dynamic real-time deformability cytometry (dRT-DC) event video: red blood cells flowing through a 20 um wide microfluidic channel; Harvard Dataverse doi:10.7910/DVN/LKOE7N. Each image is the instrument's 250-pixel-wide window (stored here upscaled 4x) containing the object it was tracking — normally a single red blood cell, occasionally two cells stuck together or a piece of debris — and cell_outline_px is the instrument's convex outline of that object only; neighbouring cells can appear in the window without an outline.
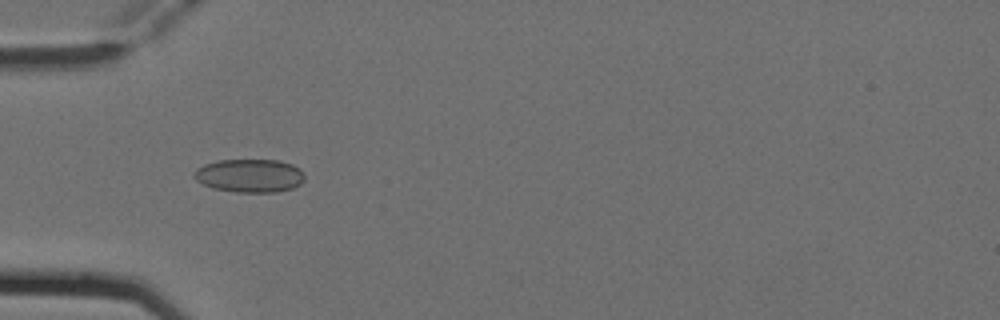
{"species": "Egyptian fruit bat (a non-hibernating species)", "species_latin": "Rousettus aegyptiacus", "temperature_condition": "cold", "stored_images_in_passage": 3, "camera_frame_rate_fps": 3000, "um_per_image_px": 0.085, "animal": {"sex": "female"}, "frame": {"image": 1, "passage_image": 2, "time_ms": 0.333, "image_size_px": [1000, 320], "cell_outline_px": [[304, 180], [300, 184], [292, 188], [276, 192], [236, 192], [212, 188], [196, 180], [192, 176], [192, 172], [196, 168], [204, 164], [220, 160], [280, 160], [292, 164], [300, 168], [304, 172]], "centroid_in_image_um": [21.21, 14.92], "position_along_channel_um": 63.8, "area_um2": 21.68}}